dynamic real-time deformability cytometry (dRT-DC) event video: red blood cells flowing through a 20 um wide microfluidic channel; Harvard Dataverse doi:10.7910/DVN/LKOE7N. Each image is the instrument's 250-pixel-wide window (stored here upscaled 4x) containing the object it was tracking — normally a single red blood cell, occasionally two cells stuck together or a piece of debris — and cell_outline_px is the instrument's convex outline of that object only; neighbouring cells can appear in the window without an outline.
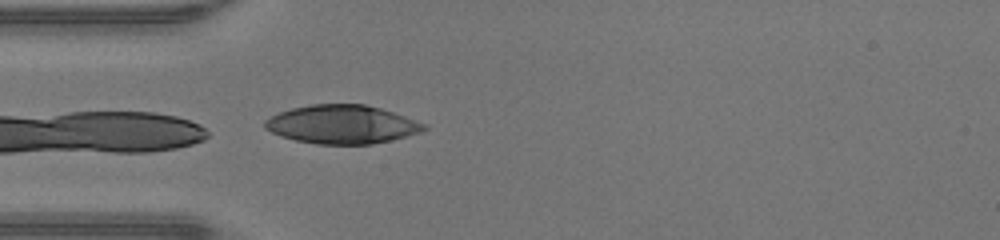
{"species": "human", "species_latin": "Homo sapiens", "temperature_condition": "warm", "stored_images_in_passage": 14, "camera_frame_rate_fps": 3000, "um_per_image_px": 0.085, "donor": {"sex": "male"}, "frame": {"image": 1, "passage_image": 14, "time_ms": 4.333, "image_size_px": [1000, 240], "cell_outline_px": [[428, 128], [420, 132], [392, 140], [372, 144], [316, 144], [296, 140], [280, 136], [264, 128], [264, 120], [280, 112], [292, 108], [312, 104], [364, 104], [380, 108], [404, 116], [424, 124]], "centroid_in_image_um": [29.05, 10.58], "position_along_channel_um": 56.0, "area_um2": 35.55}}